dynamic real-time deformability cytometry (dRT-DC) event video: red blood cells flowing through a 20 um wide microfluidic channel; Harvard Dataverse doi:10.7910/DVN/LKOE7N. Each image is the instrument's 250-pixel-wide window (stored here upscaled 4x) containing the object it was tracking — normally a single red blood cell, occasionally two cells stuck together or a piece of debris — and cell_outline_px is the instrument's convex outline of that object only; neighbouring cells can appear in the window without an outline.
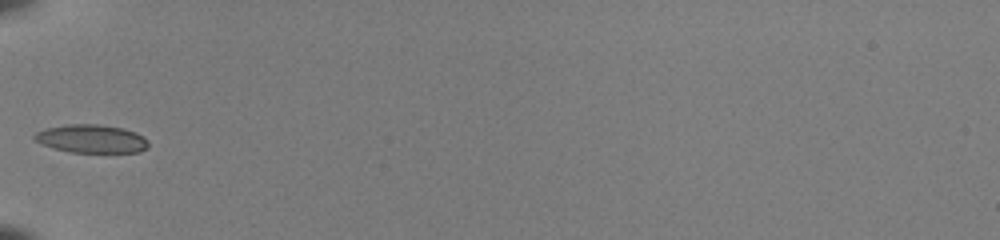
{"species": "common noctule bat (a hibernating species)", "species_latin": "Nyctalus noctula", "temperature_condition": "room temperature", "stored_images_in_passage": 15, "camera_frame_rate_fps": 3000, "um_per_image_px": 0.085, "animal": {"sex": "female", "body_mass_g": 22.0, "forearm_length_mm": 56.7}, "frame": {"image": 1, "passage_image": 1, "time_ms": 0.0, "image_size_px": [1000, 240], "cell_outline_px": [[148, 148], [140, 152], [72, 152], [52, 148], [36, 140], [32, 136], [36, 132], [44, 128], [68, 124], [96, 124], [124, 128], [136, 132], [144, 136], [148, 140]], "centroid_in_image_um": [7.8, 11.79], "position_along_channel_um": 77.2, "area_um2": 18.84}}